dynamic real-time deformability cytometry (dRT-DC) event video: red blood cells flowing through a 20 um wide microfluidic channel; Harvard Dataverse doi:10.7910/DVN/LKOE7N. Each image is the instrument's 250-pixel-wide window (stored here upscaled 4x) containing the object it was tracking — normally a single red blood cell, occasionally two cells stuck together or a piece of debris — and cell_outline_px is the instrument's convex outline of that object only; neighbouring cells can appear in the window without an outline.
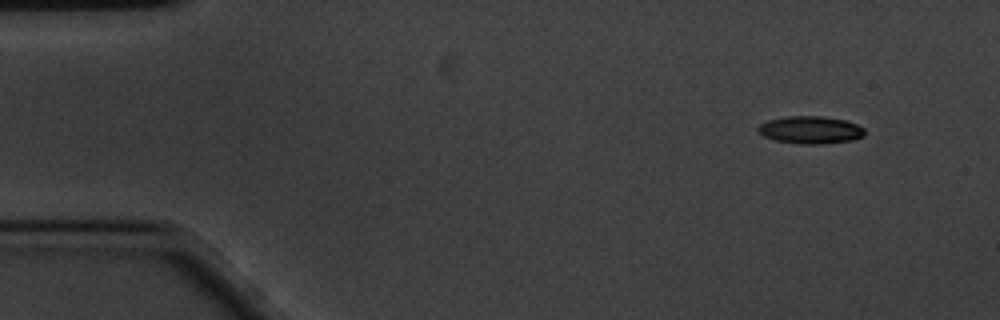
{"species": "common noctule bat (a hibernating species)", "species_latin": "Nyctalus noctula", "temperature_condition": "cold", "stored_images_in_passage": 55, "camera_frame_rate_fps": 3000, "um_per_image_px": 0.085, "animal": {"sex": "male", "body_mass_g": 20.1, "forearm_length_mm": 53.5}, "frame": {"image": 1, "passage_image": 1, "time_ms": 0.0, "image_size_px": [1000, 320], "cell_outline_px": [[864, 136], [852, 140], [820, 144], [800, 144], [776, 140], [764, 136], [756, 132], [756, 128], [760, 124], [768, 120], [788, 116], [824, 116], [844, 120], [856, 124], [864, 128]], "centroid_in_image_um": [68.86, 11.04], "position_along_channel_um": 16.1, "area_um2": 17.11}}
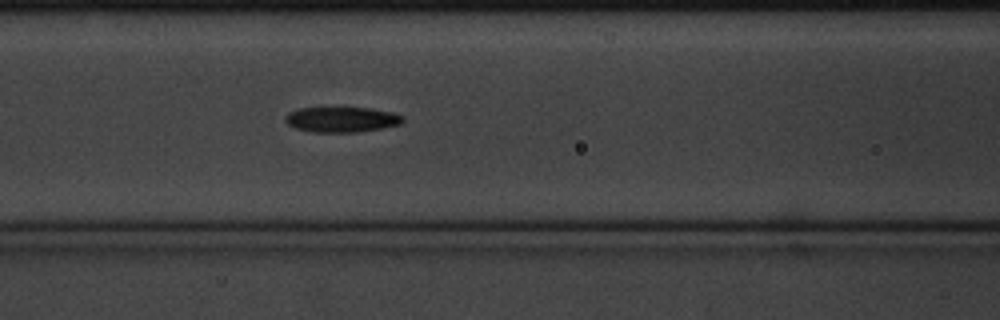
{"frame": {"image": 2, "passage_image": 20, "time_ms": 6.333, "image_size_px": [1000, 320], "cell_outline_px": [[404, 120], [400, 124], [384, 128], [356, 132], [312, 132], [296, 128], [288, 124], [284, 120], [284, 116], [288, 112], [300, 108], [372, 108], [392, 112], [404, 116]], "centroid_in_image_um": [29.05, 10.16], "position_along_channel_um": 137.6, "area_um2": 17.4}}
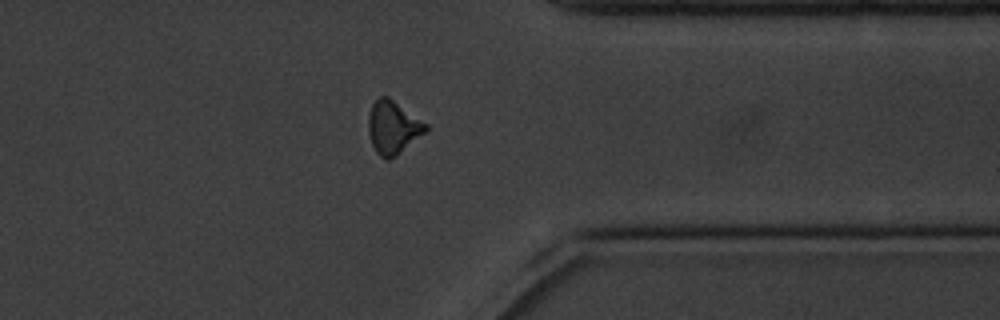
{"frame": {"image": 3, "passage_image": 42, "time_ms": 13.667, "image_size_px": [1000, 320], "cell_outline_px": [[428, 132], [396, 156], [388, 160], [384, 160], [376, 152], [372, 144], [368, 132], [368, 116], [372, 104], [380, 96], [388, 96], [428, 124]], "centroid_in_image_um": [33.43, 10.85], "position_along_channel_um": 378.0, "area_um2": 18.03}}